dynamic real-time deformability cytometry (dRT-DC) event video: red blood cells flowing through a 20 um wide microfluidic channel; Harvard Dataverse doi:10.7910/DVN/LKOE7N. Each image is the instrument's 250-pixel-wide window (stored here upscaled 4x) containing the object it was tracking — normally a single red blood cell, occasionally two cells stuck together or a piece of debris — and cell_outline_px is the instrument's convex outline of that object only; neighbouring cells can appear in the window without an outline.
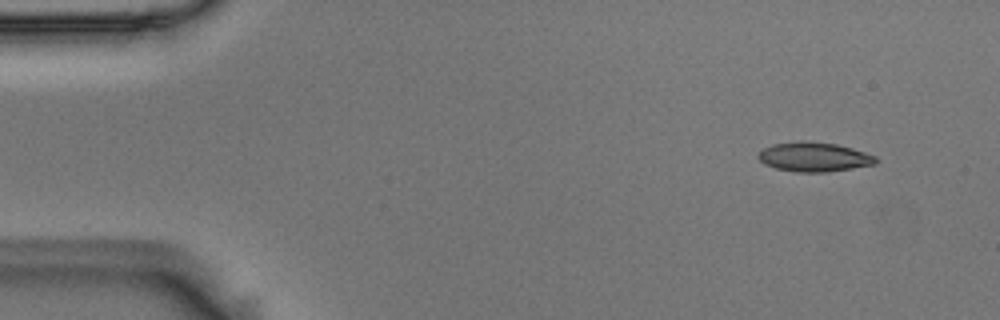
{"species": "Egyptian fruit bat (a non-hibernating species)", "species_latin": "Rousettus aegyptiacus", "temperature_condition": "room temperature", "stored_images_in_passage": 5, "camera_frame_rate_fps": 3000, "um_per_image_px": 0.085, "animal": {"sex": "male"}, "frame": {"image": 1, "passage_image": 1, "time_ms": 0.0, "image_size_px": [1000, 320], "cell_outline_px": [[880, 160], [876, 164], [828, 172], [796, 172], [776, 168], [764, 164], [756, 156], [764, 148], [772, 144], [800, 140], [804, 140], [836, 144], [852, 148], [876, 156]], "centroid_in_image_um": [69.2, 13.33], "position_along_channel_um": 15.8, "area_um2": 20.29}}
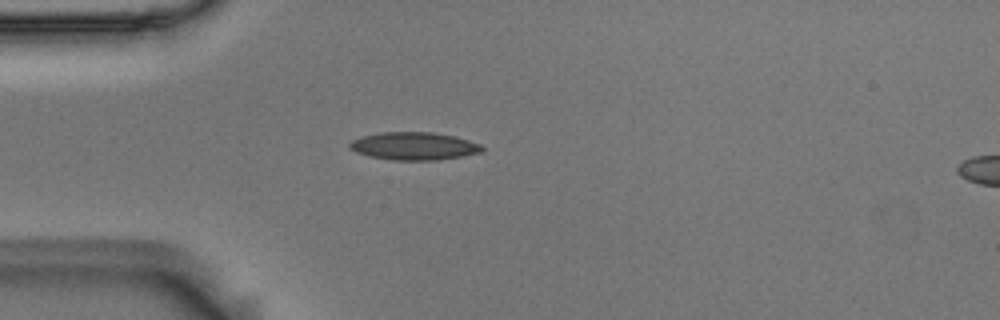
{"frame": {"image": 2, "passage_image": 4, "time_ms": 1.0, "image_size_px": [1000, 320], "cell_outline_px": [[484, 148], [480, 152], [464, 156], [436, 160], [392, 160], [368, 156], [356, 152], [348, 148], [348, 144], [352, 140], [360, 136], [380, 132], [432, 132], [456, 136], [480, 144]], "centroid_in_image_um": [35.15, 12.41], "position_along_channel_um": 49.8, "area_um2": 21.62}}